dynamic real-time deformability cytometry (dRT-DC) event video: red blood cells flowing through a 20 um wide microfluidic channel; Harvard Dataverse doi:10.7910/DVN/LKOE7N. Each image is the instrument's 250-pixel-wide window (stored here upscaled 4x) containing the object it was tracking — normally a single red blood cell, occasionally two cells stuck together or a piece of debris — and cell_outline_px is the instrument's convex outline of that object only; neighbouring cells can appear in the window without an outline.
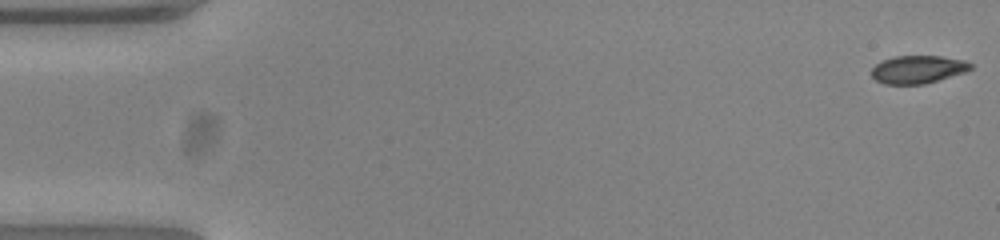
{"species": "common noctule bat (a hibernating species)", "species_latin": "Nyctalus noctula", "temperature_condition": "warm", "stored_images_in_passage": 53, "camera_frame_rate_fps": 3000, "um_per_image_px": 0.085, "animal": {"sex": "female", "body_mass_g": 23.0, "forearm_length_mm": 53.4}, "frame": {"image": 1, "passage_image": 1, "time_ms": 0.0, "image_size_px": [1000, 240], "cell_outline_px": [[972, 68], [964, 72], [924, 84], [884, 84], [876, 80], [872, 76], [872, 68], [876, 64], [884, 60], [896, 56], [940, 56], [964, 60], [972, 64]], "centroid_in_image_um": [78.01, 5.9], "position_along_channel_um": 7.0, "area_um2": 15.9}}
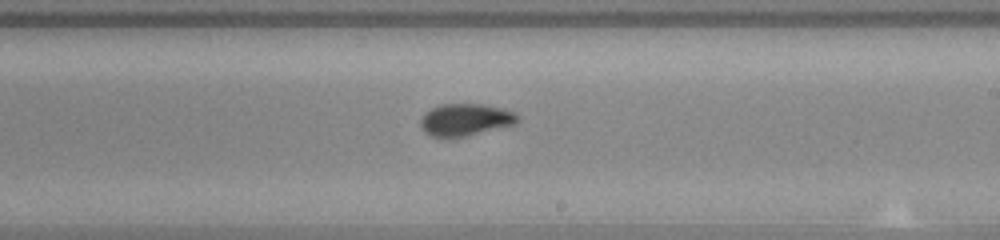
{"frame": {"image": 2, "passage_image": 31, "time_ms": 10.0, "image_size_px": [1000, 240], "cell_outline_px": [[520, 120], [516, 124], [464, 136], [432, 136], [424, 132], [420, 124], [420, 120], [424, 112], [440, 104], [480, 104], [504, 108], [520, 116]], "centroid_in_image_um": [39.57, 10.15], "position_along_channel_um": 249.4, "area_um2": 18.03}}
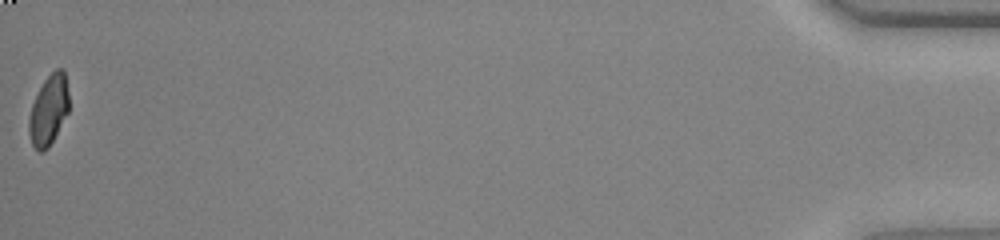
{"frame": {"image": 3, "passage_image": 53, "time_ms": 17.333, "image_size_px": [1000, 240], "cell_outline_px": [[68, 112], [48, 148], [44, 152], [40, 152], [32, 144], [28, 132], [28, 120], [32, 104], [44, 80], [56, 68], [64, 68], [68, 92]], "centroid_in_image_um": [4.13, 9.35], "position_along_channel_um": 431.1, "area_um2": 16.18}}